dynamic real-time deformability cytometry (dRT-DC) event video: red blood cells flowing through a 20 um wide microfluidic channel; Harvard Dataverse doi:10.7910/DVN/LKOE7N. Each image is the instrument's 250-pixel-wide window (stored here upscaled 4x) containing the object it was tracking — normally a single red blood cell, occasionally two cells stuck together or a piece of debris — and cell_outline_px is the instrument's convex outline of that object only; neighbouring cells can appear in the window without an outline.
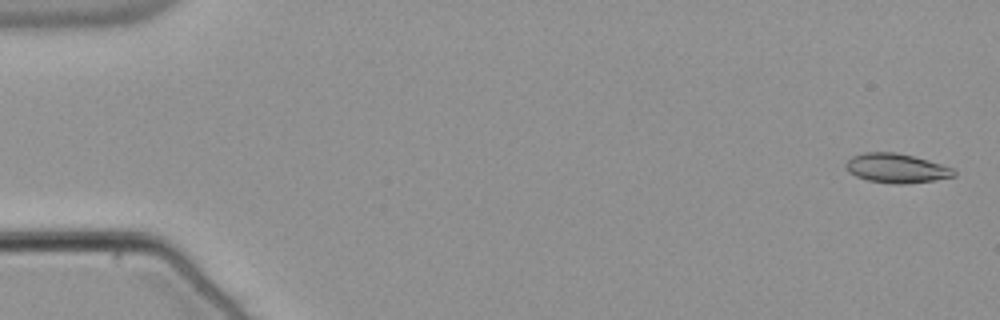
{"species": "common noctule bat (a hibernating species)", "species_latin": "Nyctalus noctula", "temperature_condition": "warm", "stored_images_in_passage": 55, "camera_frame_rate_fps": 3000, "um_per_image_px": 0.085, "animal": {"sex": "male", "body_mass_g": 21.5, "forearm_length_mm": 52.0}, "frame": {"image": 1, "passage_image": 2, "time_ms": 0.333, "image_size_px": [1000, 320], "cell_outline_px": [[956, 176], [936, 180], [904, 184], [896, 184], [868, 180], [856, 176], [848, 172], [844, 164], [852, 156], [864, 152], [896, 152], [928, 160], [952, 168], [956, 172]], "centroid_in_image_um": [76.18, 14.3], "position_along_channel_um": 8.8, "area_um2": 18.44}}
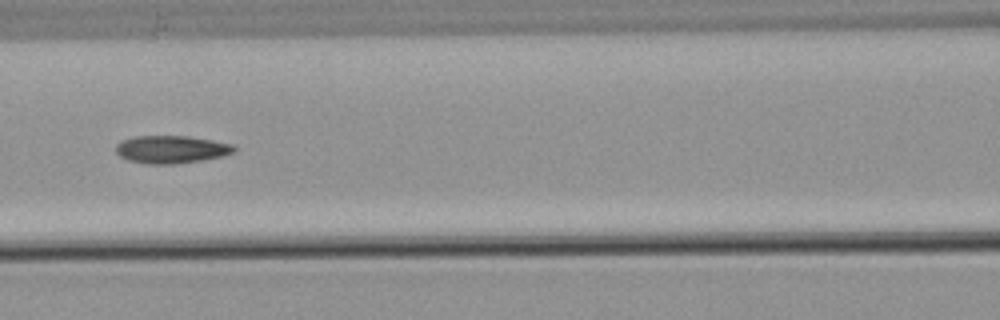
{"frame": {"image": 2, "passage_image": 25, "time_ms": 8.0, "image_size_px": [1000, 320], "cell_outline_px": [[236, 148], [232, 152], [224, 156], [176, 164], [148, 164], [128, 160], [120, 156], [116, 152], [116, 144], [120, 140], [136, 136], [188, 136], [212, 140], [232, 144]], "centroid_in_image_um": [14.53, 12.69], "position_along_channel_um": 152.1, "area_um2": 19.07}}
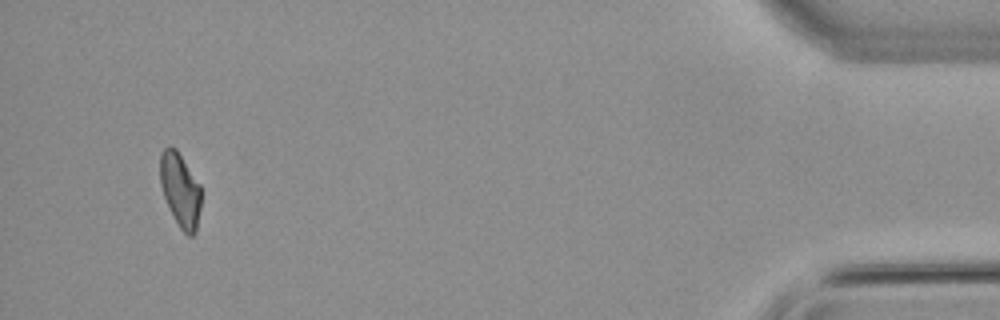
{"frame": {"image": 3, "passage_image": 52, "time_ms": 17.0, "image_size_px": [1000, 320], "cell_outline_px": [[200, 208], [196, 232], [192, 236], [188, 236], [180, 228], [164, 196], [160, 184], [160, 152], [168, 144], [176, 148], [200, 184]], "centroid_in_image_um": [15.31, 16.1], "position_along_channel_um": 419.9, "area_um2": 17.57}}